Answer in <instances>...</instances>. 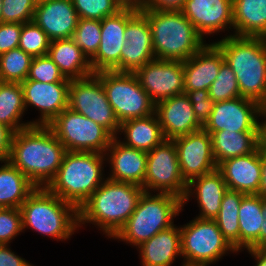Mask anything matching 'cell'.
I'll list each match as a JSON object with an SVG mask.
<instances>
[{"instance_id": "1", "label": "cell", "mask_w": 266, "mask_h": 266, "mask_svg": "<svg viewBox=\"0 0 266 266\" xmlns=\"http://www.w3.org/2000/svg\"><path fill=\"white\" fill-rule=\"evenodd\" d=\"M66 152L48 126L32 125L13 134L8 161L36 187H46L55 177Z\"/></svg>"}, {"instance_id": "2", "label": "cell", "mask_w": 266, "mask_h": 266, "mask_svg": "<svg viewBox=\"0 0 266 266\" xmlns=\"http://www.w3.org/2000/svg\"><path fill=\"white\" fill-rule=\"evenodd\" d=\"M143 192L137 184L106 178L79 208V227L91 223L113 238L135 211Z\"/></svg>"}, {"instance_id": "3", "label": "cell", "mask_w": 266, "mask_h": 266, "mask_svg": "<svg viewBox=\"0 0 266 266\" xmlns=\"http://www.w3.org/2000/svg\"><path fill=\"white\" fill-rule=\"evenodd\" d=\"M237 78L241 97L266 100V38L226 35L214 42Z\"/></svg>"}, {"instance_id": "4", "label": "cell", "mask_w": 266, "mask_h": 266, "mask_svg": "<svg viewBox=\"0 0 266 266\" xmlns=\"http://www.w3.org/2000/svg\"><path fill=\"white\" fill-rule=\"evenodd\" d=\"M105 154L67 151L55 177L46 188L78 210L106 179Z\"/></svg>"}, {"instance_id": "5", "label": "cell", "mask_w": 266, "mask_h": 266, "mask_svg": "<svg viewBox=\"0 0 266 266\" xmlns=\"http://www.w3.org/2000/svg\"><path fill=\"white\" fill-rule=\"evenodd\" d=\"M20 211L23 232L29 228L56 241H65L79 228L78 209L46 187H36L20 206Z\"/></svg>"}, {"instance_id": "6", "label": "cell", "mask_w": 266, "mask_h": 266, "mask_svg": "<svg viewBox=\"0 0 266 266\" xmlns=\"http://www.w3.org/2000/svg\"><path fill=\"white\" fill-rule=\"evenodd\" d=\"M151 28L152 46L156 59L186 61L205 44L182 11H142Z\"/></svg>"}, {"instance_id": "7", "label": "cell", "mask_w": 266, "mask_h": 266, "mask_svg": "<svg viewBox=\"0 0 266 266\" xmlns=\"http://www.w3.org/2000/svg\"><path fill=\"white\" fill-rule=\"evenodd\" d=\"M182 208L183 200L176 195L144 191L135 211L112 239L137 248L161 230L173 226Z\"/></svg>"}, {"instance_id": "8", "label": "cell", "mask_w": 266, "mask_h": 266, "mask_svg": "<svg viewBox=\"0 0 266 266\" xmlns=\"http://www.w3.org/2000/svg\"><path fill=\"white\" fill-rule=\"evenodd\" d=\"M181 258L185 266H209L237 251L224 238L214 219L195 217L180 225Z\"/></svg>"}, {"instance_id": "9", "label": "cell", "mask_w": 266, "mask_h": 266, "mask_svg": "<svg viewBox=\"0 0 266 266\" xmlns=\"http://www.w3.org/2000/svg\"><path fill=\"white\" fill-rule=\"evenodd\" d=\"M95 74L100 78L107 100L120 124L155 113V103L134 73L100 71Z\"/></svg>"}, {"instance_id": "10", "label": "cell", "mask_w": 266, "mask_h": 266, "mask_svg": "<svg viewBox=\"0 0 266 266\" xmlns=\"http://www.w3.org/2000/svg\"><path fill=\"white\" fill-rule=\"evenodd\" d=\"M66 151L105 154L114 136L102 125L78 112L65 108L47 125Z\"/></svg>"}, {"instance_id": "11", "label": "cell", "mask_w": 266, "mask_h": 266, "mask_svg": "<svg viewBox=\"0 0 266 266\" xmlns=\"http://www.w3.org/2000/svg\"><path fill=\"white\" fill-rule=\"evenodd\" d=\"M68 107L102 125L114 137L118 136L120 123L95 73L70 81Z\"/></svg>"}, {"instance_id": "12", "label": "cell", "mask_w": 266, "mask_h": 266, "mask_svg": "<svg viewBox=\"0 0 266 266\" xmlns=\"http://www.w3.org/2000/svg\"><path fill=\"white\" fill-rule=\"evenodd\" d=\"M142 188L145 192L170 193L184 198L187 183L183 179L173 140L165 139L147 152L146 175Z\"/></svg>"}, {"instance_id": "13", "label": "cell", "mask_w": 266, "mask_h": 266, "mask_svg": "<svg viewBox=\"0 0 266 266\" xmlns=\"http://www.w3.org/2000/svg\"><path fill=\"white\" fill-rule=\"evenodd\" d=\"M134 74L155 104L184 94L183 61L154 59Z\"/></svg>"}, {"instance_id": "14", "label": "cell", "mask_w": 266, "mask_h": 266, "mask_svg": "<svg viewBox=\"0 0 266 266\" xmlns=\"http://www.w3.org/2000/svg\"><path fill=\"white\" fill-rule=\"evenodd\" d=\"M172 140L177 148L180 172L186 183L217 169L211 135L204 129Z\"/></svg>"}, {"instance_id": "15", "label": "cell", "mask_w": 266, "mask_h": 266, "mask_svg": "<svg viewBox=\"0 0 266 266\" xmlns=\"http://www.w3.org/2000/svg\"><path fill=\"white\" fill-rule=\"evenodd\" d=\"M136 12L121 9L101 20V39L96 54L90 59L94 73L100 71L120 72L121 50L126 44L124 32L128 19Z\"/></svg>"}, {"instance_id": "16", "label": "cell", "mask_w": 266, "mask_h": 266, "mask_svg": "<svg viewBox=\"0 0 266 266\" xmlns=\"http://www.w3.org/2000/svg\"><path fill=\"white\" fill-rule=\"evenodd\" d=\"M260 104L254 100L238 97L215 102L209 120L203 126L208 133L215 131H257Z\"/></svg>"}, {"instance_id": "17", "label": "cell", "mask_w": 266, "mask_h": 266, "mask_svg": "<svg viewBox=\"0 0 266 266\" xmlns=\"http://www.w3.org/2000/svg\"><path fill=\"white\" fill-rule=\"evenodd\" d=\"M21 85L26 111L29 106L40 111L39 119L33 120L32 125L47 126L68 107L70 82L43 83L26 79Z\"/></svg>"}, {"instance_id": "18", "label": "cell", "mask_w": 266, "mask_h": 266, "mask_svg": "<svg viewBox=\"0 0 266 266\" xmlns=\"http://www.w3.org/2000/svg\"><path fill=\"white\" fill-rule=\"evenodd\" d=\"M124 37L126 44L121 50L120 72L135 73L155 58L151 28L147 16L136 11L127 21Z\"/></svg>"}, {"instance_id": "19", "label": "cell", "mask_w": 266, "mask_h": 266, "mask_svg": "<svg viewBox=\"0 0 266 266\" xmlns=\"http://www.w3.org/2000/svg\"><path fill=\"white\" fill-rule=\"evenodd\" d=\"M182 13L203 38L234 30L232 0H186Z\"/></svg>"}, {"instance_id": "20", "label": "cell", "mask_w": 266, "mask_h": 266, "mask_svg": "<svg viewBox=\"0 0 266 266\" xmlns=\"http://www.w3.org/2000/svg\"><path fill=\"white\" fill-rule=\"evenodd\" d=\"M155 114L165 139L187 135L203 129L197 121L188 96L180 94L155 104Z\"/></svg>"}, {"instance_id": "21", "label": "cell", "mask_w": 266, "mask_h": 266, "mask_svg": "<svg viewBox=\"0 0 266 266\" xmlns=\"http://www.w3.org/2000/svg\"><path fill=\"white\" fill-rule=\"evenodd\" d=\"M79 20L72 0H48L37 4L33 21L52 41L73 37Z\"/></svg>"}, {"instance_id": "22", "label": "cell", "mask_w": 266, "mask_h": 266, "mask_svg": "<svg viewBox=\"0 0 266 266\" xmlns=\"http://www.w3.org/2000/svg\"><path fill=\"white\" fill-rule=\"evenodd\" d=\"M114 137L105 152L106 162L110 165L108 179L129 182L143 186L146 175L147 152L125 146Z\"/></svg>"}, {"instance_id": "23", "label": "cell", "mask_w": 266, "mask_h": 266, "mask_svg": "<svg viewBox=\"0 0 266 266\" xmlns=\"http://www.w3.org/2000/svg\"><path fill=\"white\" fill-rule=\"evenodd\" d=\"M224 61V55L214 41L206 43L192 57L183 61L184 91L208 90Z\"/></svg>"}, {"instance_id": "24", "label": "cell", "mask_w": 266, "mask_h": 266, "mask_svg": "<svg viewBox=\"0 0 266 266\" xmlns=\"http://www.w3.org/2000/svg\"><path fill=\"white\" fill-rule=\"evenodd\" d=\"M217 169L229 190L245 195L257 194L261 178V151L257 148L251 154L224 160Z\"/></svg>"}, {"instance_id": "25", "label": "cell", "mask_w": 266, "mask_h": 266, "mask_svg": "<svg viewBox=\"0 0 266 266\" xmlns=\"http://www.w3.org/2000/svg\"><path fill=\"white\" fill-rule=\"evenodd\" d=\"M227 190L222 173L216 169L187 183V191L182 199L183 207L193 196L200 207V214L196 217L214 219L219 213L222 198Z\"/></svg>"}, {"instance_id": "26", "label": "cell", "mask_w": 266, "mask_h": 266, "mask_svg": "<svg viewBox=\"0 0 266 266\" xmlns=\"http://www.w3.org/2000/svg\"><path fill=\"white\" fill-rule=\"evenodd\" d=\"M138 249L142 266H171L178 256H182L180 227L174 224L161 230Z\"/></svg>"}, {"instance_id": "27", "label": "cell", "mask_w": 266, "mask_h": 266, "mask_svg": "<svg viewBox=\"0 0 266 266\" xmlns=\"http://www.w3.org/2000/svg\"><path fill=\"white\" fill-rule=\"evenodd\" d=\"M48 55L64 77L69 80L94 74L90 60L72 38L52 40Z\"/></svg>"}, {"instance_id": "28", "label": "cell", "mask_w": 266, "mask_h": 266, "mask_svg": "<svg viewBox=\"0 0 266 266\" xmlns=\"http://www.w3.org/2000/svg\"><path fill=\"white\" fill-rule=\"evenodd\" d=\"M119 133L118 135H125V140H120L125 146L144 152H149L165 140L155 113L122 122Z\"/></svg>"}, {"instance_id": "29", "label": "cell", "mask_w": 266, "mask_h": 266, "mask_svg": "<svg viewBox=\"0 0 266 266\" xmlns=\"http://www.w3.org/2000/svg\"><path fill=\"white\" fill-rule=\"evenodd\" d=\"M232 35L266 38V0H232Z\"/></svg>"}, {"instance_id": "30", "label": "cell", "mask_w": 266, "mask_h": 266, "mask_svg": "<svg viewBox=\"0 0 266 266\" xmlns=\"http://www.w3.org/2000/svg\"><path fill=\"white\" fill-rule=\"evenodd\" d=\"M263 222V198L257 194L244 195L239 209V252L259 248Z\"/></svg>"}, {"instance_id": "31", "label": "cell", "mask_w": 266, "mask_h": 266, "mask_svg": "<svg viewBox=\"0 0 266 266\" xmlns=\"http://www.w3.org/2000/svg\"><path fill=\"white\" fill-rule=\"evenodd\" d=\"M209 134L217 165L229 158L251 154L258 148L257 131L221 130Z\"/></svg>"}, {"instance_id": "32", "label": "cell", "mask_w": 266, "mask_h": 266, "mask_svg": "<svg viewBox=\"0 0 266 266\" xmlns=\"http://www.w3.org/2000/svg\"><path fill=\"white\" fill-rule=\"evenodd\" d=\"M0 166V208H20L36 186L9 161Z\"/></svg>"}, {"instance_id": "33", "label": "cell", "mask_w": 266, "mask_h": 266, "mask_svg": "<svg viewBox=\"0 0 266 266\" xmlns=\"http://www.w3.org/2000/svg\"><path fill=\"white\" fill-rule=\"evenodd\" d=\"M25 110L21 83L0 81V123L8 126L14 133L32 126L31 121H21Z\"/></svg>"}, {"instance_id": "34", "label": "cell", "mask_w": 266, "mask_h": 266, "mask_svg": "<svg viewBox=\"0 0 266 266\" xmlns=\"http://www.w3.org/2000/svg\"><path fill=\"white\" fill-rule=\"evenodd\" d=\"M244 195L228 189L222 198L219 213L214 218L224 238L237 252H239V209Z\"/></svg>"}, {"instance_id": "35", "label": "cell", "mask_w": 266, "mask_h": 266, "mask_svg": "<svg viewBox=\"0 0 266 266\" xmlns=\"http://www.w3.org/2000/svg\"><path fill=\"white\" fill-rule=\"evenodd\" d=\"M33 56L14 48L0 55V81L22 83L27 79Z\"/></svg>"}, {"instance_id": "36", "label": "cell", "mask_w": 266, "mask_h": 266, "mask_svg": "<svg viewBox=\"0 0 266 266\" xmlns=\"http://www.w3.org/2000/svg\"><path fill=\"white\" fill-rule=\"evenodd\" d=\"M72 39L90 60L100 44L101 20L79 18Z\"/></svg>"}, {"instance_id": "37", "label": "cell", "mask_w": 266, "mask_h": 266, "mask_svg": "<svg viewBox=\"0 0 266 266\" xmlns=\"http://www.w3.org/2000/svg\"><path fill=\"white\" fill-rule=\"evenodd\" d=\"M214 102L235 99L241 96L235 73L226 61L221 64L217 78L208 89Z\"/></svg>"}, {"instance_id": "38", "label": "cell", "mask_w": 266, "mask_h": 266, "mask_svg": "<svg viewBox=\"0 0 266 266\" xmlns=\"http://www.w3.org/2000/svg\"><path fill=\"white\" fill-rule=\"evenodd\" d=\"M51 40L34 22L23 23L20 34L19 48L33 57L48 54Z\"/></svg>"}, {"instance_id": "39", "label": "cell", "mask_w": 266, "mask_h": 266, "mask_svg": "<svg viewBox=\"0 0 266 266\" xmlns=\"http://www.w3.org/2000/svg\"><path fill=\"white\" fill-rule=\"evenodd\" d=\"M79 18L103 20L121 10L114 0H72Z\"/></svg>"}, {"instance_id": "40", "label": "cell", "mask_w": 266, "mask_h": 266, "mask_svg": "<svg viewBox=\"0 0 266 266\" xmlns=\"http://www.w3.org/2000/svg\"><path fill=\"white\" fill-rule=\"evenodd\" d=\"M27 79L43 83L71 81L64 77L48 54L33 58Z\"/></svg>"}, {"instance_id": "41", "label": "cell", "mask_w": 266, "mask_h": 266, "mask_svg": "<svg viewBox=\"0 0 266 266\" xmlns=\"http://www.w3.org/2000/svg\"><path fill=\"white\" fill-rule=\"evenodd\" d=\"M2 22L27 23L33 21L35 0H2Z\"/></svg>"}, {"instance_id": "42", "label": "cell", "mask_w": 266, "mask_h": 266, "mask_svg": "<svg viewBox=\"0 0 266 266\" xmlns=\"http://www.w3.org/2000/svg\"><path fill=\"white\" fill-rule=\"evenodd\" d=\"M23 232L20 208H0V245L10 244Z\"/></svg>"}, {"instance_id": "43", "label": "cell", "mask_w": 266, "mask_h": 266, "mask_svg": "<svg viewBox=\"0 0 266 266\" xmlns=\"http://www.w3.org/2000/svg\"><path fill=\"white\" fill-rule=\"evenodd\" d=\"M188 96L194 110L197 121L204 126L209 120L213 110L214 101L209 96L208 90L198 89L193 91H184Z\"/></svg>"}, {"instance_id": "44", "label": "cell", "mask_w": 266, "mask_h": 266, "mask_svg": "<svg viewBox=\"0 0 266 266\" xmlns=\"http://www.w3.org/2000/svg\"><path fill=\"white\" fill-rule=\"evenodd\" d=\"M22 23H0V55L18 48Z\"/></svg>"}, {"instance_id": "45", "label": "cell", "mask_w": 266, "mask_h": 266, "mask_svg": "<svg viewBox=\"0 0 266 266\" xmlns=\"http://www.w3.org/2000/svg\"><path fill=\"white\" fill-rule=\"evenodd\" d=\"M0 266H34L9 248V244L0 245Z\"/></svg>"}, {"instance_id": "46", "label": "cell", "mask_w": 266, "mask_h": 266, "mask_svg": "<svg viewBox=\"0 0 266 266\" xmlns=\"http://www.w3.org/2000/svg\"><path fill=\"white\" fill-rule=\"evenodd\" d=\"M186 0H146L144 9L156 11H182Z\"/></svg>"}, {"instance_id": "47", "label": "cell", "mask_w": 266, "mask_h": 266, "mask_svg": "<svg viewBox=\"0 0 266 266\" xmlns=\"http://www.w3.org/2000/svg\"><path fill=\"white\" fill-rule=\"evenodd\" d=\"M14 132L5 124L0 123V162L8 161L11 151V141Z\"/></svg>"}, {"instance_id": "48", "label": "cell", "mask_w": 266, "mask_h": 266, "mask_svg": "<svg viewBox=\"0 0 266 266\" xmlns=\"http://www.w3.org/2000/svg\"><path fill=\"white\" fill-rule=\"evenodd\" d=\"M259 117L262 119H260ZM259 117L257 127L258 149L261 152H266V116L260 111ZM259 119L262 121H260Z\"/></svg>"}, {"instance_id": "49", "label": "cell", "mask_w": 266, "mask_h": 266, "mask_svg": "<svg viewBox=\"0 0 266 266\" xmlns=\"http://www.w3.org/2000/svg\"><path fill=\"white\" fill-rule=\"evenodd\" d=\"M257 195L266 198V152H261V178Z\"/></svg>"}, {"instance_id": "50", "label": "cell", "mask_w": 266, "mask_h": 266, "mask_svg": "<svg viewBox=\"0 0 266 266\" xmlns=\"http://www.w3.org/2000/svg\"><path fill=\"white\" fill-rule=\"evenodd\" d=\"M121 9H132L143 11L146 5V0H114Z\"/></svg>"}, {"instance_id": "51", "label": "cell", "mask_w": 266, "mask_h": 266, "mask_svg": "<svg viewBox=\"0 0 266 266\" xmlns=\"http://www.w3.org/2000/svg\"><path fill=\"white\" fill-rule=\"evenodd\" d=\"M247 251L256 260L254 266H266V247L247 249Z\"/></svg>"}, {"instance_id": "52", "label": "cell", "mask_w": 266, "mask_h": 266, "mask_svg": "<svg viewBox=\"0 0 266 266\" xmlns=\"http://www.w3.org/2000/svg\"><path fill=\"white\" fill-rule=\"evenodd\" d=\"M263 217L264 222L260 229L259 248L266 247V198L263 199Z\"/></svg>"}, {"instance_id": "53", "label": "cell", "mask_w": 266, "mask_h": 266, "mask_svg": "<svg viewBox=\"0 0 266 266\" xmlns=\"http://www.w3.org/2000/svg\"><path fill=\"white\" fill-rule=\"evenodd\" d=\"M260 111L266 116V100L260 105Z\"/></svg>"}, {"instance_id": "54", "label": "cell", "mask_w": 266, "mask_h": 266, "mask_svg": "<svg viewBox=\"0 0 266 266\" xmlns=\"http://www.w3.org/2000/svg\"><path fill=\"white\" fill-rule=\"evenodd\" d=\"M2 0H0V23H2V18H1V11H2Z\"/></svg>"}, {"instance_id": "55", "label": "cell", "mask_w": 266, "mask_h": 266, "mask_svg": "<svg viewBox=\"0 0 266 266\" xmlns=\"http://www.w3.org/2000/svg\"><path fill=\"white\" fill-rule=\"evenodd\" d=\"M44 1H48V0H35V2L38 4L40 2H44Z\"/></svg>"}]
</instances>
